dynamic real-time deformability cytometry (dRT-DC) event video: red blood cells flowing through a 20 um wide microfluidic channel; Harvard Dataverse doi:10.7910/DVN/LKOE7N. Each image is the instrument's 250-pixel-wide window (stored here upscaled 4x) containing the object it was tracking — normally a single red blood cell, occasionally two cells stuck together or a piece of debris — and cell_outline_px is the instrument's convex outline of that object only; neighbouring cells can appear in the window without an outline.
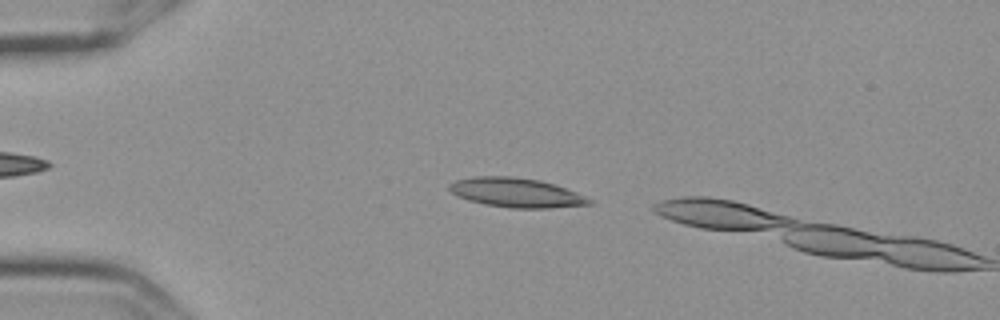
{"species": "Egyptian fruit bat (a non-hibernating species)", "species_latin": "Rousettus aegyptiacus", "temperature_condition": "cold", "stored_images_in_passage": 7, "camera_frame_rate_fps": 3000, "um_per_image_px": 0.085, "frame": {"image": 1, "passage_image": 5, "time_ms": 1.333, "image_size_px": [1000, 320], "cell_outline_px": [[596, 204], [548, 208], [512, 208], [484, 204], [468, 200], [456, 196], [448, 188], [448, 184], [456, 180], [472, 176], [512, 176], [540, 180], [576, 192], [596, 200]], "centroid_in_image_um": [43.9, 16.38], "position_along_channel_um": 41.1, "area_um2": 24.16}}